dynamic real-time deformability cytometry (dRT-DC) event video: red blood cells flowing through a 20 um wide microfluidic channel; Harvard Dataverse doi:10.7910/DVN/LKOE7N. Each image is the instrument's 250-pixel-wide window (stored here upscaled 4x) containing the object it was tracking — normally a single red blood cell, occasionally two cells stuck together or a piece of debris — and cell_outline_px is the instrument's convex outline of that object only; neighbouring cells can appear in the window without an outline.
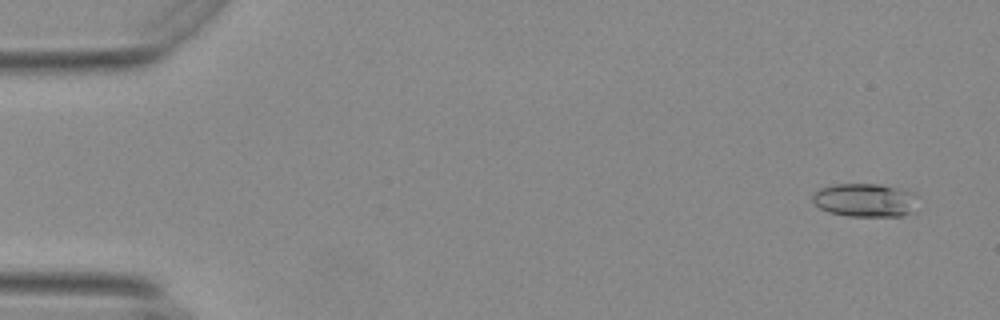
{"species": "Egyptian fruit bat (a non-hibernating species)", "species_latin": "Rousettus aegyptiacus", "temperature_condition": "warm", "stored_images_in_passage": 18, "camera_frame_rate_fps": 3000, "um_per_image_px": 0.085, "animal": {"sex": "female"}, "frame": {"image": 1, "passage_image": 3, "time_ms": 0.667, "image_size_px": [1000, 320], "cell_outline_px": [[920, 196], [912, 212], [900, 216], [848, 216], [828, 212], [820, 208], [812, 200], [812, 196], [820, 188], [836, 184], [880, 184], [916, 192]], "centroid_in_image_um": [73.59, 17.01], "position_along_channel_um": 11.4, "area_um2": 20.75}}